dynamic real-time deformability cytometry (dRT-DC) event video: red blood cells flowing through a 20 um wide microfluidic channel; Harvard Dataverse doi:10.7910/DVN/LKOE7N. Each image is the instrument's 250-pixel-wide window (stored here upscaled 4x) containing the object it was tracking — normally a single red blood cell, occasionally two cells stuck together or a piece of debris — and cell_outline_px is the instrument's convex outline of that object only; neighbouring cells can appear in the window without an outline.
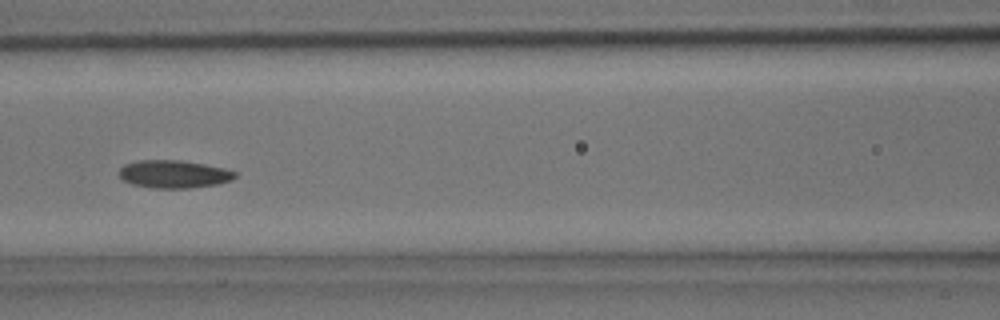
{"species": "common noctule bat (a hibernating species)", "species_latin": "Nyctalus noctula", "temperature_condition": "room temperature", "stored_images_in_passage": 33, "camera_frame_rate_fps": 3000, "um_per_image_px": 0.085, "animal": {"sex": "male", "body_mass_g": 15.6}, "frame": {"image": 1, "passage_image": 10, "time_ms": 3.0, "image_size_px": [1000, 320], "cell_outline_px": [[236, 176], [232, 180], [216, 184], [188, 188], [152, 188], [132, 184], [124, 180], [120, 176], [120, 168], [124, 164], [140, 160], [180, 160], [204, 164], [224, 168], [236, 172]], "centroid_in_image_um": [14.77, 14.8], "position_along_channel_um": 151.8, "area_um2": 18.67}}